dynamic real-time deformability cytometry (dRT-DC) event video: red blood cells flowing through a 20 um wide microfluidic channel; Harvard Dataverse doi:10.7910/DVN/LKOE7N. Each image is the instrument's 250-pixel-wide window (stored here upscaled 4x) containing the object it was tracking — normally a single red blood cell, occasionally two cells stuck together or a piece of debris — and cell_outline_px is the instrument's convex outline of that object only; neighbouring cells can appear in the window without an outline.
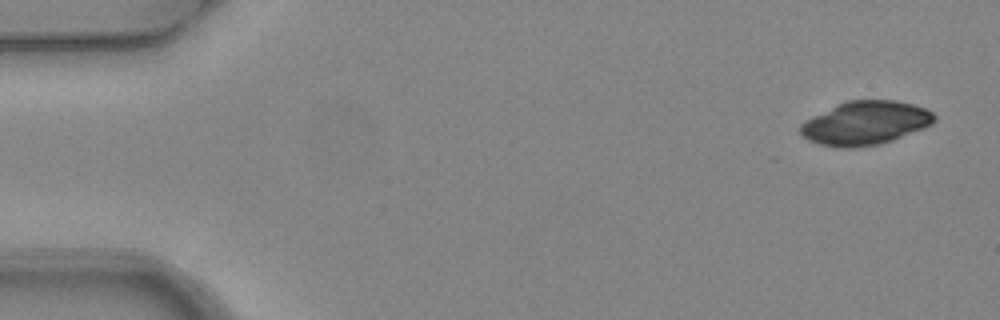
{"species": "common noctule bat (a hibernating species)", "species_latin": "Nyctalus noctula", "temperature_condition": "warm", "stored_images_in_passage": 4, "camera_frame_rate_fps": 3000, "um_per_image_px": 0.085, "animal": {"sex": "female", "body_mass_g": 24.6, "forearm_length_mm": 56.2}, "frame": {"image": 1, "passage_image": 1, "time_ms": 0.0, "image_size_px": [1000, 320], "cell_outline_px": [[936, 120], [932, 124], [924, 128], [892, 140], [880, 144], [852, 148], [832, 148], [808, 140], [800, 132], [800, 124], [804, 120], [836, 104], [848, 100], [896, 100], [912, 104], [924, 108], [932, 112], [936, 116]], "centroid_in_image_um": [73.53, 10.46], "position_along_channel_um": 11.5, "area_um2": 34.28}}